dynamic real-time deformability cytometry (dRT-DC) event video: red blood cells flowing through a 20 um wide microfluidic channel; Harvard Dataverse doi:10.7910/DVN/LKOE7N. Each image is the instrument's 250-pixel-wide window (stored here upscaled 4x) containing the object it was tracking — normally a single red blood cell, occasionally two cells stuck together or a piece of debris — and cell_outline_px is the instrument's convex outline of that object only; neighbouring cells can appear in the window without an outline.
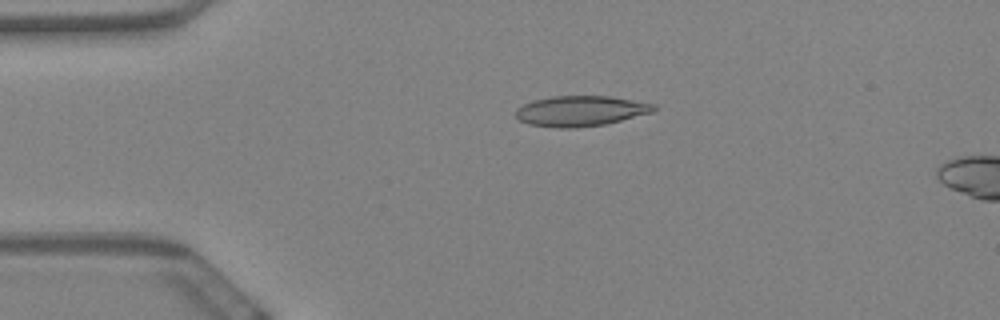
{"species": "Egyptian fruit bat (a non-hibernating species)", "species_latin": "Rousettus aegyptiacus", "temperature_condition": "warm", "stored_images_in_passage": 18, "camera_frame_rate_fps": 3000, "um_per_image_px": 0.085, "animal": {"sex": "female"}, "frame": {"image": 1, "passage_image": 13, "time_ms": 4.0, "image_size_px": [1000, 320], "cell_outline_px": [[656, 108], [652, 112], [604, 124], [572, 128], [560, 128], [528, 124], [520, 120], [516, 116], [516, 108], [532, 100], [552, 96], [608, 96], [656, 104]], "centroid_in_image_um": [49.32, 9.42], "position_along_channel_um": 35.7, "area_um2": 24.22}}